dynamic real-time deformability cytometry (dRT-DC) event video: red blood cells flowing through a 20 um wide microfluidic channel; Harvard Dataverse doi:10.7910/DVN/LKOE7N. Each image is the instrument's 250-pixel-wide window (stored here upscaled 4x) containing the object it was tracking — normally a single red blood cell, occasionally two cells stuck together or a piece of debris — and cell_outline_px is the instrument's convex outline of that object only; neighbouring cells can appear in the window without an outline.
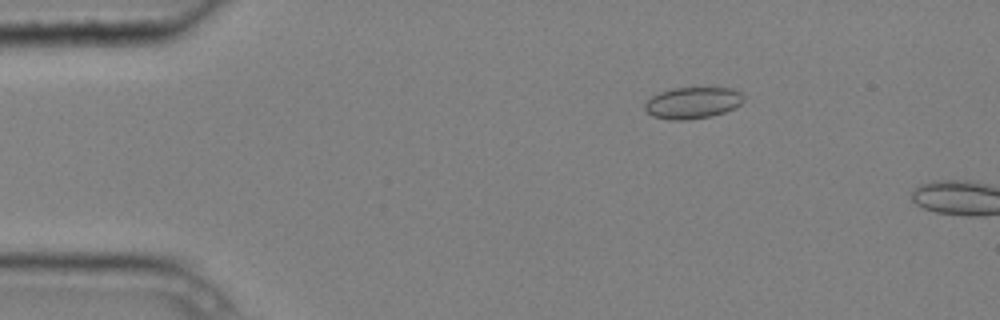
{"species": "common noctule bat (a hibernating species)", "species_latin": "Nyctalus noctula", "temperature_condition": "cold", "stored_images_in_passage": 3, "camera_frame_rate_fps": 3000, "um_per_image_px": 0.085, "animal": {"sex": "male", "body_mass_g": 20.4}, "frame": {"image": 1, "passage_image": 2, "time_ms": 0.333, "image_size_px": [1000, 320], "cell_outline_px": [[744, 100], [736, 108], [712, 116], [688, 120], [668, 120], [652, 116], [644, 108], [644, 104], [652, 96], [660, 92], [672, 88], [732, 88], [740, 92], [744, 96]], "centroid_in_image_um": [58.88, 8.75], "position_along_channel_um": 26.1, "area_um2": 18.26}}